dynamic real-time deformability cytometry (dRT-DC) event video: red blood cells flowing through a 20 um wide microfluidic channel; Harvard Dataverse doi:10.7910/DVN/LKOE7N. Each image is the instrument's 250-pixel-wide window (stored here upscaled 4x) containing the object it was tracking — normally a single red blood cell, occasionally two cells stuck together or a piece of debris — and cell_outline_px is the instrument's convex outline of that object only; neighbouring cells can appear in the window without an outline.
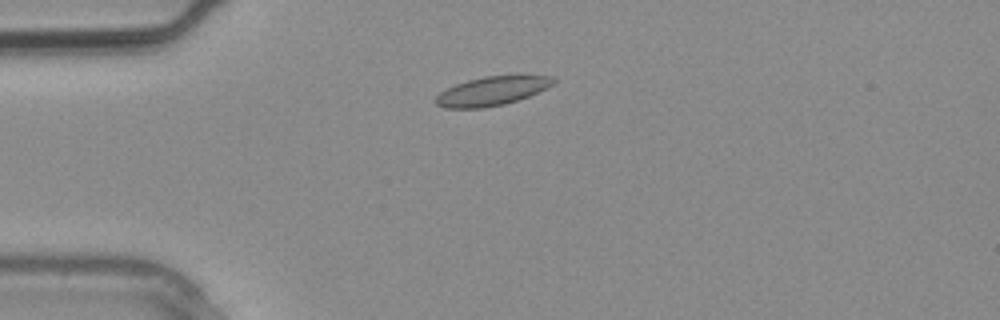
{"species": "common noctule bat (a hibernating species)", "species_latin": "Nyctalus noctula", "temperature_condition": "warm", "stored_images_in_passage": 1, "camera_frame_rate_fps": 3000, "um_per_image_px": 0.085, "animal": {"sex": "male", "body_mass_g": 20.4}, "frame": {"image": 1, "passage_image": 1, "time_ms": 0.0, "image_size_px": [1000, 320], "cell_outline_px": [[556, 80], [552, 84], [528, 96], [504, 104], [484, 108], [444, 108], [436, 104], [436, 96], [440, 92], [456, 84], [468, 80], [484, 76], [516, 72], [520, 72], [552, 76]], "centroid_in_image_um": [41.87, 7.67], "position_along_channel_um": 43.1, "area_um2": 20.4}}